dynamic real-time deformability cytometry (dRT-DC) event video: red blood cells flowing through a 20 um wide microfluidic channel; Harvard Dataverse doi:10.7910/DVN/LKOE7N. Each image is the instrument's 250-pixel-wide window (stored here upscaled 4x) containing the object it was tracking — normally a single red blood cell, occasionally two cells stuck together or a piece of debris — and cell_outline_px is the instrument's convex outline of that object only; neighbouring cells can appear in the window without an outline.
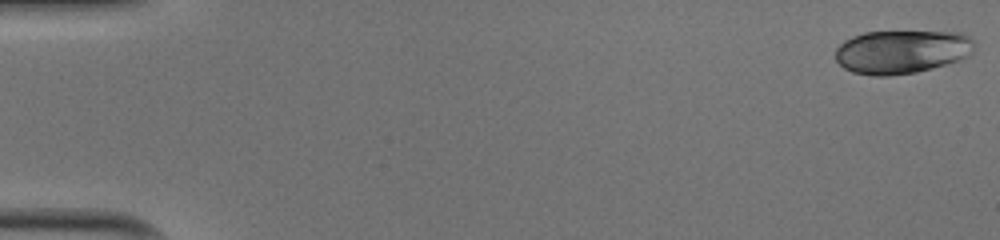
{"species": "human", "species_latin": "Homo sapiens", "temperature_condition": "cold", "stored_images_in_passage": 51, "camera_frame_rate_fps": 3000, "um_per_image_px": 0.085, "donor": {"sex": "male"}, "frame": {"image": 1, "passage_image": 1, "time_ms": 0.0, "image_size_px": [1000, 240], "cell_outline_px": [[976, 40], [972, 52], [968, 56], [960, 60], [932, 68], [916, 72], [888, 76], [872, 76], [852, 72], [844, 68], [836, 60], [836, 48], [844, 40], [852, 36], [864, 32], [964, 32]], "centroid_in_image_um": [76.67, 4.39], "position_along_channel_um": 8.3, "area_um2": 35.55}}
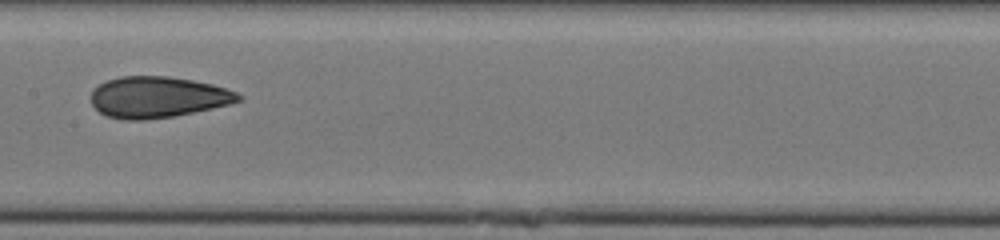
{"frame": {"image": 2, "passage_image": 27, "time_ms": 8.667, "image_size_px": [1000, 240], "cell_outline_px": [[244, 100], [232, 104], [172, 116], [144, 120], [128, 120], [108, 116], [100, 112], [92, 104], [92, 92], [100, 84], [108, 80], [120, 76], [168, 76], [192, 80], [212, 84], [236, 92], [244, 96]], "centroid_in_image_um": [13.46, 8.25], "position_along_channel_um": 193.9, "area_um2": 35.14}}
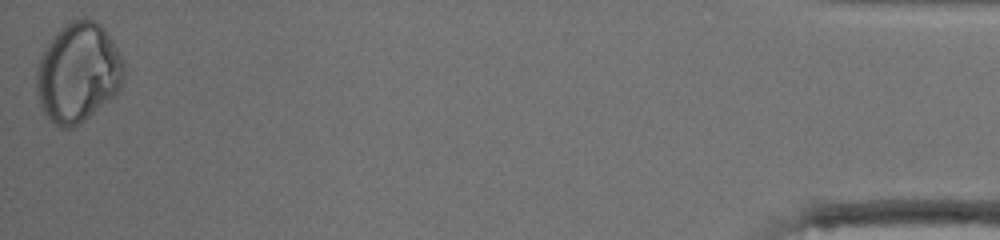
{"frame": {"image": 3, "passage_image": 51, "time_ms": 16.667, "image_size_px": [1000, 240], "cell_outline_px": [[124, 80], [120, 88], [112, 96], [80, 124], [72, 128], [60, 128], [44, 112], [36, 96], [36, 68], [40, 56], [44, 48], [52, 36], [68, 20], [92, 20], [100, 24], [104, 28], [112, 40], [124, 64]], "centroid_in_image_um": [6.61, 6.17], "position_along_channel_um": 428.6, "area_um2": 50.52}, "authors_computed_cell_mechanics": {"area_um2": 35.547, "velocity_mm_per_s": 4.0264, "shape_relaxation_time_tau1_ms": 11.0046, "shape_relaxation_time_tau2_ms": 3.7468, "deformation_change_tau1": 0.1788, "deformation_change_tau2": 0.0775}}